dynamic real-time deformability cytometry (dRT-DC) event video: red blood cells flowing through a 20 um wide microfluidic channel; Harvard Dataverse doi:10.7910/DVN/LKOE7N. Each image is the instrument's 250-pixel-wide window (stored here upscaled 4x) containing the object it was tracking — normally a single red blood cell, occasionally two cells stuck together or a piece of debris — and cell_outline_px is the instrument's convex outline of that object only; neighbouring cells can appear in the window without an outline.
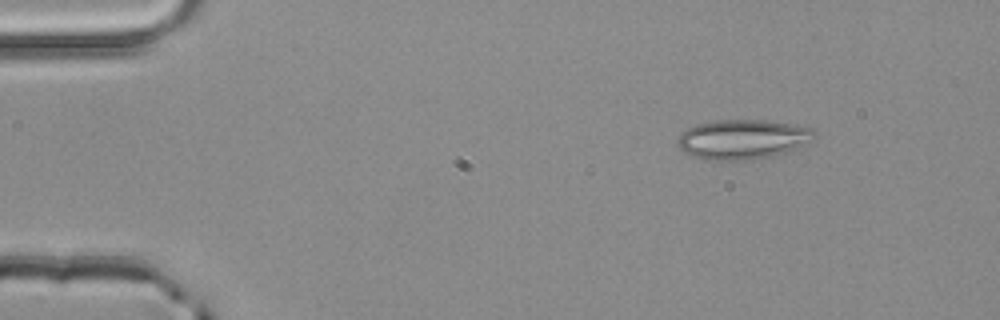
{"species": "common noctule bat (a hibernating species)", "species_latin": "Nyctalus noctula", "temperature_condition": "room temperature", "stored_images_in_passage": 2, "camera_frame_rate_fps": 3000, "um_per_image_px": 0.085, "animal": {"sex": "male", "body_mass_g": 20.4}, "frame": {"image": 1, "passage_image": 1, "time_ms": 0.0, "image_size_px": [1000, 320], "cell_outline_px": [[816, 132], [812, 144], [784, 152], [768, 156], [748, 160], [704, 160], [692, 156], [684, 152], [676, 144], [676, 140], [680, 132], [696, 124], [716, 120], [768, 120], [792, 124], [812, 128]], "centroid_in_image_um": [63.12, 11.84], "position_along_channel_um": 21.9, "area_um2": 32.02}}